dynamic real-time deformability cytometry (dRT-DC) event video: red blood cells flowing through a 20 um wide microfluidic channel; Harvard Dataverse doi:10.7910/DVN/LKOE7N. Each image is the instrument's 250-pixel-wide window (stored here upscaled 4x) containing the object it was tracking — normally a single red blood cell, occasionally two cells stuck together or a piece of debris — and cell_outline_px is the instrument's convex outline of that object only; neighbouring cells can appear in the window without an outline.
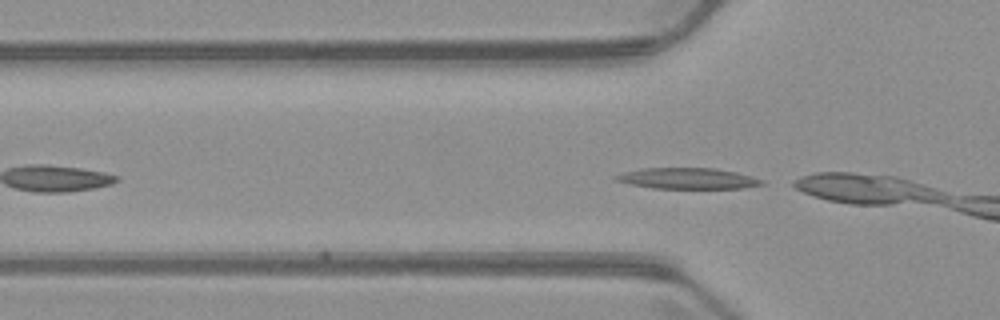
{"species": "common noctule bat (a hibernating species)", "species_latin": "Nyctalus noctula", "temperature_condition": "warm", "stored_images_in_passage": 2, "camera_frame_rate_fps": 3000, "um_per_image_px": 0.085, "animal": {"sex": "male", "body_mass_g": 23.1, "forearm_length_mm": 52.7}, "frame": {"image": 1, "passage_image": 2, "time_ms": 2.0, "image_size_px": [1000, 320], "cell_outline_px": [[764, 184], [744, 188], [652, 188], [632, 184], [616, 180], [612, 176], [624, 172], [640, 168], [716, 168], [736, 172], [764, 180]], "centroid_in_image_um": [58.46, 15.16], "position_along_channel_um": 67.3, "area_um2": 17.74}}